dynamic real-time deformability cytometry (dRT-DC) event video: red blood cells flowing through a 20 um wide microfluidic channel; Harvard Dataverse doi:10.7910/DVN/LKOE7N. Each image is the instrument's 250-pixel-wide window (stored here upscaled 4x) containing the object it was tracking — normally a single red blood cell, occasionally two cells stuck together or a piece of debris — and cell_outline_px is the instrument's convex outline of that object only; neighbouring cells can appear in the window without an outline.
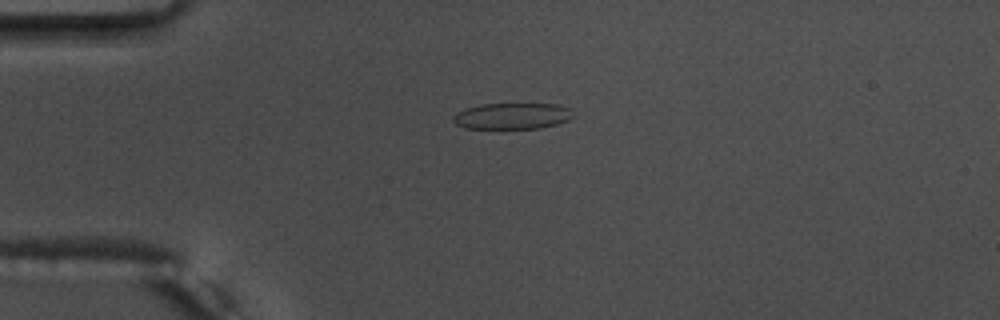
{"species": "common noctule bat (a hibernating species)", "species_latin": "Nyctalus noctula", "temperature_condition": "warm", "stored_images_in_passage": 42, "camera_frame_rate_fps": 3000, "um_per_image_px": 0.085, "animal": {"sex": "male", "body_mass_g": 17.5, "forearm_length_mm": 52.3}, "frame": {"image": 1, "passage_image": 2, "time_ms": 0.333, "image_size_px": [1000, 320], "cell_outline_px": [[576, 116], [568, 120], [556, 124], [540, 128], [464, 128], [456, 124], [452, 120], [452, 116], [456, 112], [464, 108], [480, 104], [556, 104], [572, 108]], "centroid_in_image_um": [43.55, 9.85], "position_along_channel_um": 41.4, "area_um2": 18.55}}
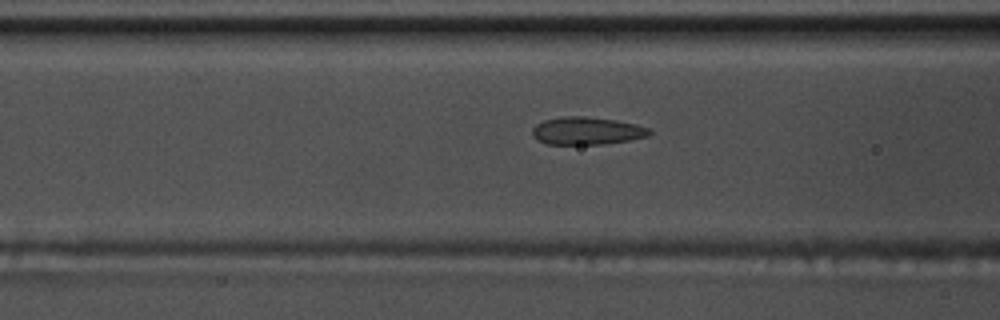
{"frame": {"image": 2, "passage_image": 10, "time_ms": 3.0, "image_size_px": [1000, 320], "cell_outline_px": [[652, 132], [648, 136], [628, 140], [604, 144], [548, 144], [536, 140], [532, 136], [532, 128], [536, 124], [544, 120], [560, 116], [584, 116], [616, 120], [636, 124], [648, 128]], "centroid_in_image_um": [49.84, 11.12], "position_along_channel_um": 116.8, "area_um2": 18.96}}
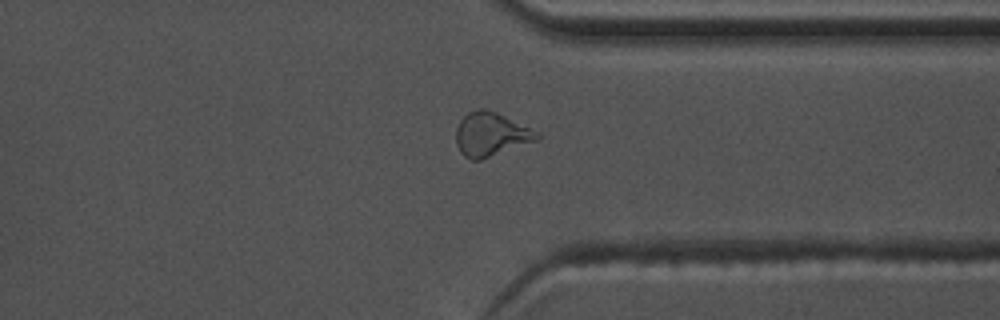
{"frame": {"image": 3, "passage_image": 30, "time_ms": 9.667, "image_size_px": [1000, 320], "cell_outline_px": [[540, 136], [536, 140], [480, 160], [472, 160], [464, 156], [460, 152], [456, 144], [456, 128], [460, 120], [468, 112], [476, 108], [484, 108], [496, 112], [532, 128]], "centroid_in_image_um": [41.68, 11.4], "position_along_channel_um": 369.7, "area_um2": 20.52}, "authors_computed_cell_mechanics": {"area_um2": 19.0162, "velocity_mm_per_s": 3.8147, "shape_relaxation_time_tau1_ms": 8.5436, "shape_relaxation_time_tau2_ms": 0.8944, "deformation_change_tau1": 0.2122, "deformation_change_tau2": 0.0903}}